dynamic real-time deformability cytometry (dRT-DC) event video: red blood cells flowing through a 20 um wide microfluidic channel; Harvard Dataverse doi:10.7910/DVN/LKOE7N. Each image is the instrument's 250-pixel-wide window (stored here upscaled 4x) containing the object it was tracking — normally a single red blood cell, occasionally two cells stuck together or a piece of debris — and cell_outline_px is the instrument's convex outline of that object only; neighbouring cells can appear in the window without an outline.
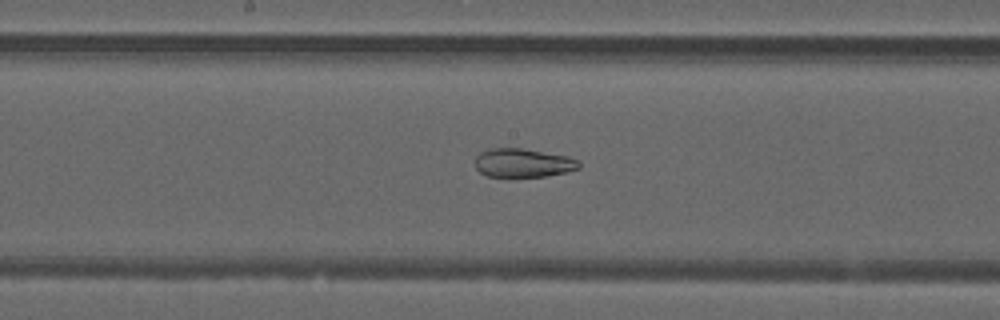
{"species": "common noctule bat (a hibernating species)", "species_latin": "Nyctalus noctula", "temperature_condition": "warm", "stored_images_in_passage": 50, "camera_frame_rate_fps": 3000, "um_per_image_px": 0.085, "animal": {"sex": "male", "forearm_length_mm": 52.5}, "frame": {"image": 1, "passage_image": 26, "time_ms": 8.333, "image_size_px": [1000, 320], "cell_outline_px": [[580, 168], [568, 172], [548, 176], [488, 176], [480, 172], [476, 168], [476, 156], [480, 152], [492, 148], [520, 148], [568, 156], [580, 160]], "centroid_in_image_um": [44.5, 13.84], "position_along_channel_um": 203.7, "area_um2": 17.34}}
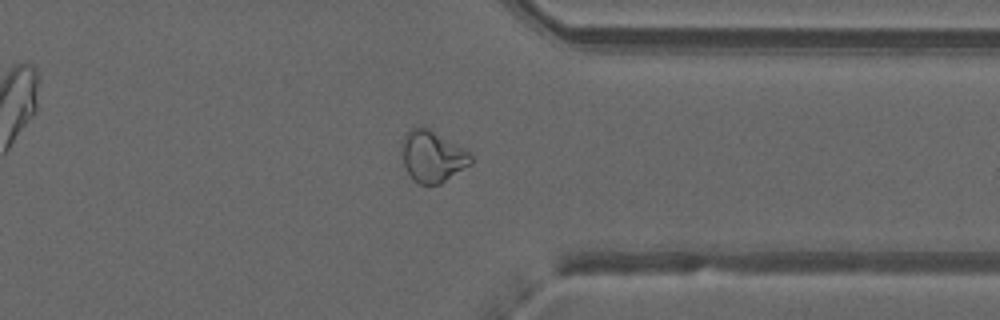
{"frame": {"image": 2, "passage_image": 39, "time_ms": 12.667, "image_size_px": [1000, 320], "cell_outline_px": [[472, 164], [440, 184], [416, 184], [412, 180], [404, 164], [400, 152], [400, 148], [404, 136], [412, 128], [420, 124], [428, 128], [464, 148], [472, 156]], "centroid_in_image_um": [36.73, 13.29], "position_along_channel_um": 374.7, "area_um2": 20.92}}
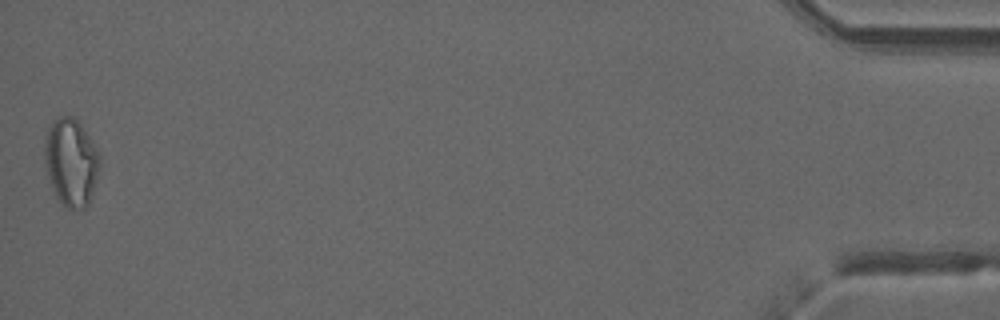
{"frame": {"image": 3, "passage_image": 50, "time_ms": 16.333, "image_size_px": [1000, 320], "cell_outline_px": [[100, 164], [92, 192], [88, 204], [84, 208], [68, 208], [56, 196], [52, 188], [44, 164], [44, 144], [48, 128], [52, 120], [60, 116], [72, 116], [80, 124], [96, 148], [100, 156]], "centroid_in_image_um": [6.01, 13.76], "position_along_channel_um": 429.2, "area_um2": 27.8}, "authors_computed_cell_mechanics": {"area_um2": 23.6402, "velocity_mm_per_s": 4.0331, "shape_relaxation_time_tau1_ms": null, "shape_relaxation_time_tau2_ms": 3.1277, "deformation_change_tau1": null, "deformation_change_tau2": 0.1032}}